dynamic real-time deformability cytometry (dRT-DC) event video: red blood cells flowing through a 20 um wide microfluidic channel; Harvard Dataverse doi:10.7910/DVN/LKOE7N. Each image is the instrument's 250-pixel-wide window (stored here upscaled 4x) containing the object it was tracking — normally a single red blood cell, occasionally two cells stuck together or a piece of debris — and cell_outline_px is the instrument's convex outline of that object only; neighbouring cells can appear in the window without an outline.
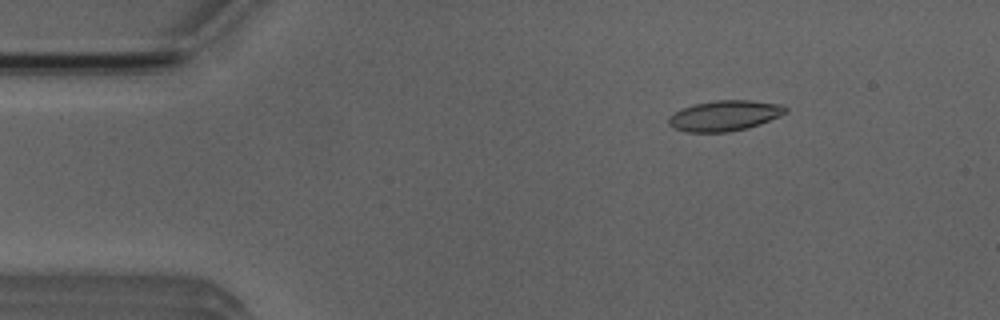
{"species": "Egyptian fruit bat (a non-hibernating species)", "species_latin": "Rousettus aegyptiacus", "temperature_condition": "room temperature", "stored_images_in_passage": 5, "camera_frame_rate_fps": 3000, "um_per_image_px": 0.085, "animal": {"sex": "male"}, "frame": {"image": 1, "passage_image": 5, "time_ms": 5.667, "image_size_px": [1000, 320], "cell_outline_px": [[788, 112], [780, 116], [760, 124], [748, 128], [728, 132], [684, 132], [668, 124], [668, 120], [676, 112], [684, 108], [696, 104], [716, 100], [748, 100], [780, 104], [788, 108]], "centroid_in_image_um": [61.65, 9.84], "position_along_channel_um": 23.4, "area_um2": 20.58}}